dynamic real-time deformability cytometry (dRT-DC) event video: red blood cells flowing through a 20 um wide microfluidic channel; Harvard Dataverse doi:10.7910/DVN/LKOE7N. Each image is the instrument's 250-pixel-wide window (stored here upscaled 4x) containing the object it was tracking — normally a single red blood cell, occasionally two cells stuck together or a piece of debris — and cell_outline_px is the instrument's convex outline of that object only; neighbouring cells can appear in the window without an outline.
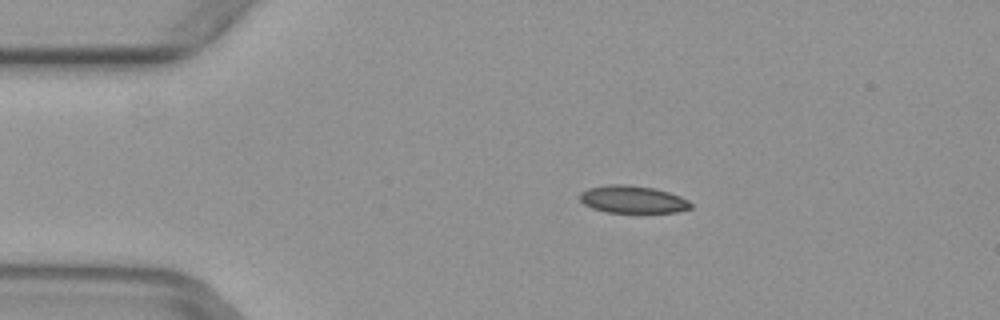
{"species": "common noctule bat (a hibernating species)", "species_latin": "Nyctalus noctula", "temperature_condition": "warm", "stored_images_in_passage": 4, "camera_frame_rate_fps": 3000, "um_per_image_px": 0.085, "animal": {"sex": "female", "body_mass_g": 29.2, "forearm_length_mm": 56.3}, "frame": {"image": 1, "passage_image": 1, "time_ms": 0.0, "image_size_px": [1000, 320], "cell_outline_px": [[692, 208], [676, 212], [608, 212], [592, 208], [584, 204], [580, 200], [580, 192], [588, 188], [608, 184], [628, 184], [652, 188], [668, 192], [680, 196], [688, 200], [692, 204]], "centroid_in_image_um": [53.77, 16.94], "position_along_channel_um": 31.2, "area_um2": 17.69}}
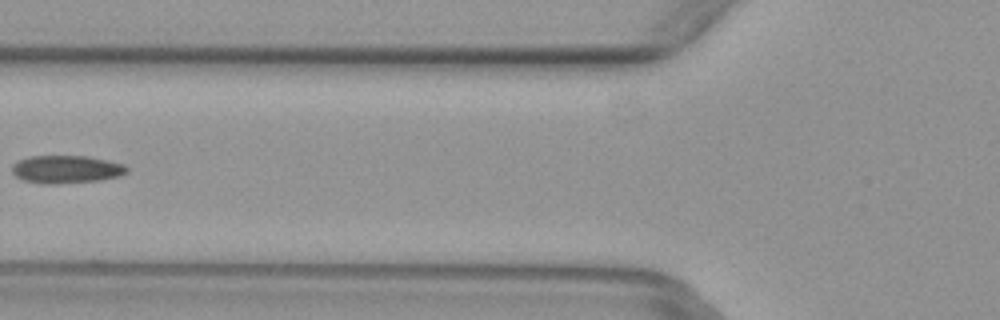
{"frame": {"image": 2, "passage_image": 4, "time_ms": 1.0, "image_size_px": [1000, 320], "cell_outline_px": [[128, 172], [120, 176], [100, 180], [56, 184], [40, 184], [20, 180], [12, 172], [12, 164], [28, 156], [88, 156], [108, 160], [124, 164], [128, 168]], "centroid_in_image_um": [5.62, 14.4], "position_along_channel_um": 120.2, "area_um2": 18.9}}